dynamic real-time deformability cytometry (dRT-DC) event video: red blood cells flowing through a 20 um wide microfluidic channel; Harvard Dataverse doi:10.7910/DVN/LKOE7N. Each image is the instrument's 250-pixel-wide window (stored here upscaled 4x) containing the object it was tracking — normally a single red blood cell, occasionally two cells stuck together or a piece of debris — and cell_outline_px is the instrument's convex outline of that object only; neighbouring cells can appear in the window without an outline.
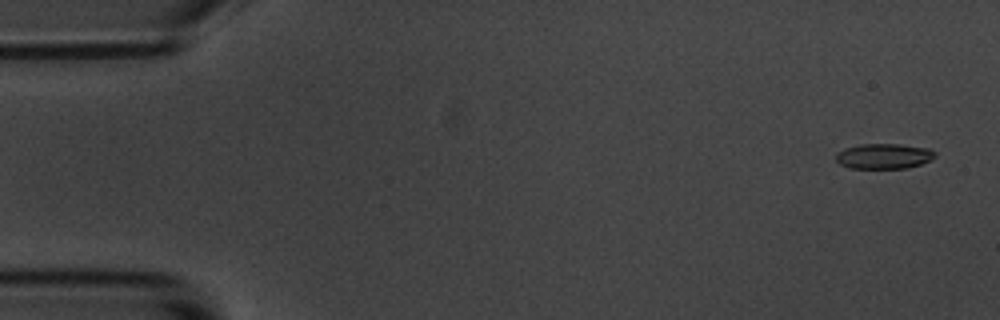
{"species": "common noctule bat (a hibernating species)", "species_latin": "Nyctalus noctula", "temperature_condition": "room temperature", "stored_images_in_passage": 5, "camera_frame_rate_fps": 3000, "um_per_image_px": 0.085, "animal": {"sex": "male", "body_mass_g": 20.1, "forearm_length_mm": 53.5}, "frame": {"image": 1, "passage_image": 1, "time_ms": 0.0, "image_size_px": [1000, 320], "cell_outline_px": [[936, 156], [920, 164], [908, 168], [848, 168], [840, 164], [836, 160], [836, 152], [844, 148], [860, 144], [900, 144], [928, 148], [936, 152]], "centroid_in_image_um": [75.1, 13.27], "position_along_channel_um": 9.9, "area_um2": 14.62}}